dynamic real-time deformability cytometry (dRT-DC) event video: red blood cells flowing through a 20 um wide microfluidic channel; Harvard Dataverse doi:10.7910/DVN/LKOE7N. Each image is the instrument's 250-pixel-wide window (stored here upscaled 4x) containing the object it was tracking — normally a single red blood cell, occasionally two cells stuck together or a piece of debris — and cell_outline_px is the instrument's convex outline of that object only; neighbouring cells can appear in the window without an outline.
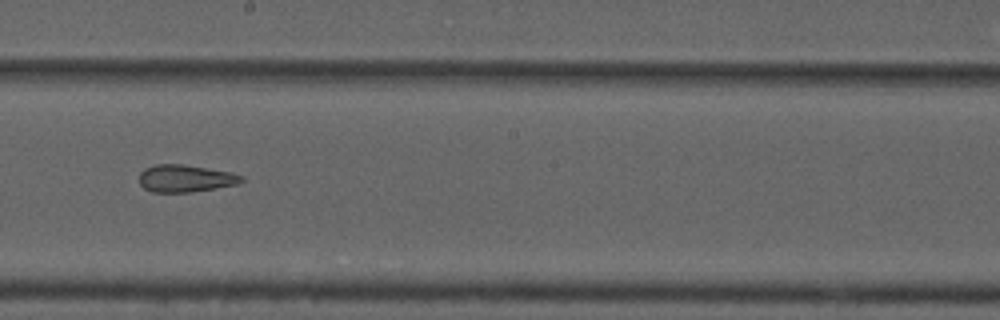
{"species": "common noctule bat (a hibernating species)", "species_latin": "Nyctalus noctula", "temperature_condition": "cold", "stored_images_in_passage": 34, "camera_frame_rate_fps": 3000, "um_per_image_px": 0.085, "animal": {"sex": "male", "forearm_length_mm": 52.5}, "frame": {"image": 1, "passage_image": 15, "time_ms": 4.667, "image_size_px": [1000, 320], "cell_outline_px": [[244, 180], [240, 184], [192, 192], [152, 192], [144, 188], [140, 184], [140, 172], [144, 168], [156, 164], [184, 164], [228, 172], [244, 176]], "centroid_in_image_um": [15.76, 15.17], "position_along_channel_um": 232.4, "area_um2": 16.3}, "authors_computed_cell_mechanics": {"area_um2": 17.051, "velocity_mm_per_s": 3.7398, "shape_relaxation_time_tau1_ms": null, "shape_relaxation_time_tau2_ms": 3.0158, "deformation_change_tau1": null, "deformation_change_tau2": 0.1283}}